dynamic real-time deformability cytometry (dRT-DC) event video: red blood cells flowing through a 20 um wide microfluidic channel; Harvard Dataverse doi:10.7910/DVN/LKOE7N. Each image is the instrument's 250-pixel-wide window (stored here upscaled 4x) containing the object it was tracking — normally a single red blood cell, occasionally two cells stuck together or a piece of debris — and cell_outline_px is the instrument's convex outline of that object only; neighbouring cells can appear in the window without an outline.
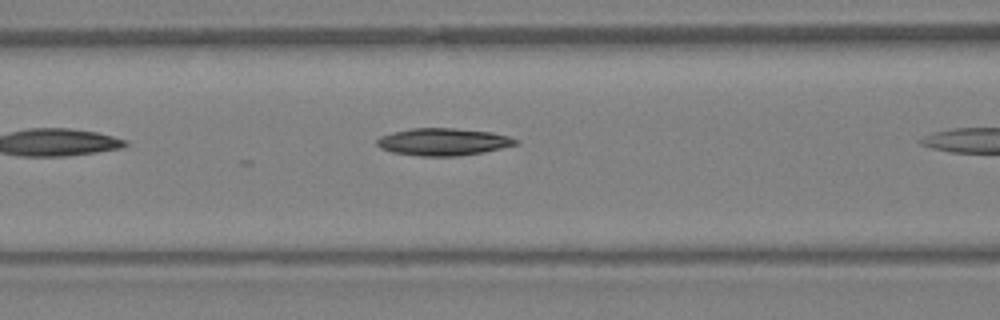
{"species": "Egyptian fruit bat (a non-hibernating species)", "species_latin": "Rousettus aegyptiacus", "temperature_condition": "warm", "stored_images_in_passage": 6, "camera_frame_rate_fps": 3000, "um_per_image_px": 0.085, "animal": {"sex": "female"}, "frame": {"image": 1, "passage_image": 5, "time_ms": 1.333, "image_size_px": [1000, 320], "cell_outline_px": [[520, 144], [484, 152], [460, 156], [420, 156], [392, 152], [380, 148], [376, 144], [376, 140], [380, 136], [392, 132], [412, 128], [452, 128], [492, 132], [508, 136], [520, 140]], "centroid_in_image_um": [37.69, 12.06], "position_along_channel_um": 128.9, "area_um2": 22.25}}